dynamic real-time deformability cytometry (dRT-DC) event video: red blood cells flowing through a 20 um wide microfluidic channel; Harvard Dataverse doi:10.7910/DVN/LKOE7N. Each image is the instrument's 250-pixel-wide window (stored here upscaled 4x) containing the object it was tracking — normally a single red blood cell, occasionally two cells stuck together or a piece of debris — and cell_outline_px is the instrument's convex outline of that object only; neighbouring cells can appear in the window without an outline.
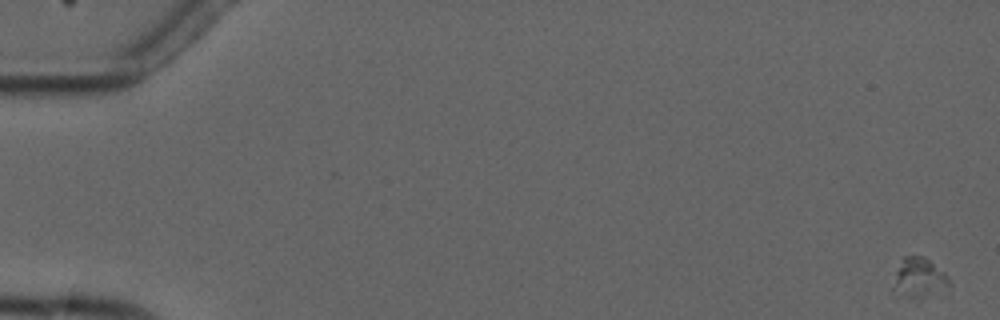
{"species": "common noctule bat (a hibernating species)", "species_latin": "Nyctalus noctula", "temperature_condition": "cold", "stored_images_in_passage": 5, "camera_frame_rate_fps": 3000, "um_per_image_px": 0.085, "animal": {"sex": "male", "forearm_length_mm": 52.5}, "frame": {"image": 1, "passage_image": 1, "time_ms": 0.0, "image_size_px": [1000, 320], "cell_outline_px": [[952, 284], [916, 296], [912, 296], [892, 288], [900, 256], [924, 256], [944, 272], [948, 276]], "centroid_in_image_um": [78.09, 23.47], "position_along_channel_um": 6.9, "area_um2": 11.91}}